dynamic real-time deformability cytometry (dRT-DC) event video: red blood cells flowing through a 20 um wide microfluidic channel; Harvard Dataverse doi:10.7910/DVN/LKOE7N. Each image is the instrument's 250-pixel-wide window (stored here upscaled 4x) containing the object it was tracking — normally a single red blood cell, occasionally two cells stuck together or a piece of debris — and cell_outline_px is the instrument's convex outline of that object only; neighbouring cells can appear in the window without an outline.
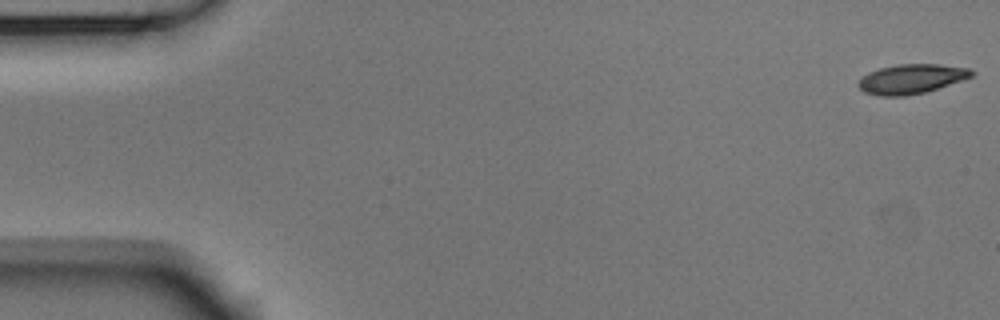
{"species": "Egyptian fruit bat (a non-hibernating species)", "species_latin": "Rousettus aegyptiacus", "temperature_condition": "room temperature", "stored_images_in_passage": 10, "camera_frame_rate_fps": 3000, "um_per_image_px": 0.085, "animal": {"sex": "male"}, "frame": {"image": 1, "passage_image": 1, "time_ms": 0.0, "image_size_px": [1000, 320], "cell_outline_px": [[976, 72], [972, 76], [924, 92], [904, 96], [880, 96], [864, 92], [856, 84], [868, 72], [880, 68], [896, 64], [940, 64], [968, 68]], "centroid_in_image_um": [77.43, 6.7], "position_along_channel_um": 7.6, "area_um2": 19.25}}